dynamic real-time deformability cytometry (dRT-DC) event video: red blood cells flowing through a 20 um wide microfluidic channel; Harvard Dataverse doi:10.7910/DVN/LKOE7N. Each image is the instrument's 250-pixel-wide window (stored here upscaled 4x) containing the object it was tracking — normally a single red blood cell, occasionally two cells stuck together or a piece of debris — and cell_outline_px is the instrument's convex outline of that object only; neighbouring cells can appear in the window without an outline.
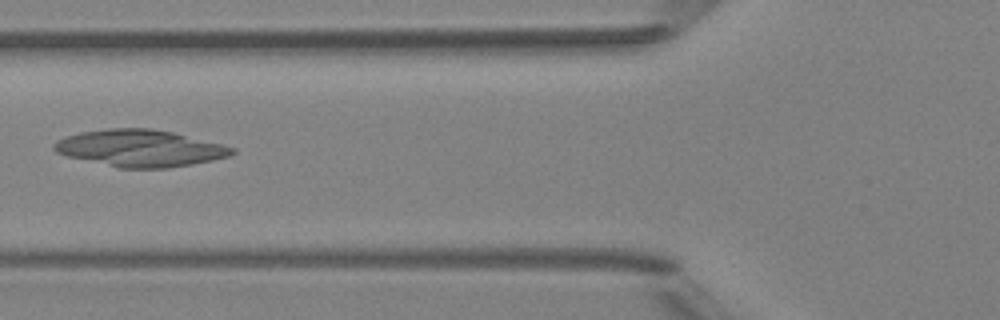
{"species": "Egyptian fruit bat (a non-hibernating species)", "species_latin": "Rousettus aegyptiacus", "temperature_condition": "room temperature", "stored_images_in_passage": 7, "camera_frame_rate_fps": 3000, "um_per_image_px": 0.085, "animal": {"sex": "female"}, "frame": {"image": 1, "passage_image": 6, "time_ms": 6.0, "image_size_px": [1000, 320], "cell_outline_px": [[236, 152], [228, 156], [212, 160], [192, 164], [168, 168], [120, 168], [68, 156], [56, 152], [52, 148], [52, 144], [56, 140], [80, 132], [108, 128], [152, 128], [172, 132], [224, 144], [236, 148]], "centroid_in_image_um": [11.92, 12.59], "position_along_channel_um": 113.9, "area_um2": 38.21}}
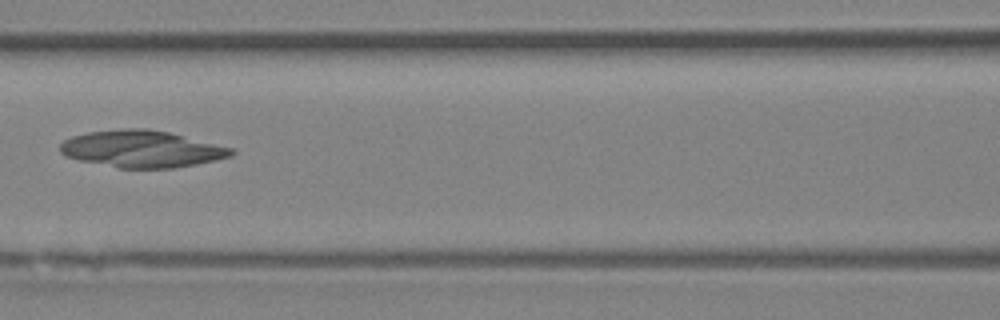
{"frame": {"image": 2, "passage_image": 7, "time_ms": 7.0, "image_size_px": [1000, 320], "cell_outline_px": [[236, 152], [232, 156], [216, 160], [176, 168], [120, 168], [80, 160], [64, 156], [60, 152], [60, 144], [64, 140], [72, 136], [88, 132], [120, 128], [148, 128], [168, 132], [236, 148]], "centroid_in_image_um": [12.09, 12.65], "position_along_channel_um": 154.5, "area_um2": 37.11}}